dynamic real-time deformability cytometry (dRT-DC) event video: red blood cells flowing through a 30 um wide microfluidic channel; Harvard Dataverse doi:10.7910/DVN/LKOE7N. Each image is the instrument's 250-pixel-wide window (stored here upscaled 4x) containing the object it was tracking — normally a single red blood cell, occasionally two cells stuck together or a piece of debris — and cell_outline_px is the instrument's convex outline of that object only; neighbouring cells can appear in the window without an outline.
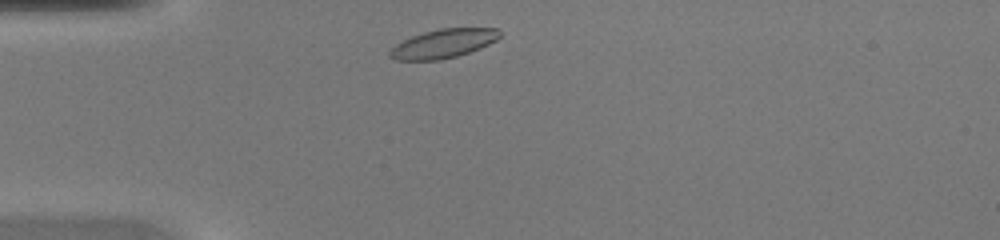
{"species": "common noctule bat (a hibernating species)", "species_latin": "Nyctalus noctula", "temperature_condition": "warm", "stored_images_in_passage": 35, "camera_frame_rate_fps": 3000, "um_per_image_px": 0.085, "animal": {"sex": "female", "body_mass_g": 20.0, "forearm_length_mm": 54.0}, "frame": {"image": 1, "passage_image": 2, "time_ms": 0.333, "image_size_px": [1000, 240], "cell_outline_px": [[500, 36], [496, 40], [480, 48], [456, 56], [440, 60], [396, 60], [388, 56], [388, 52], [396, 44], [412, 36], [424, 32], [440, 28], [496, 28], [500, 32]], "centroid_in_image_um": [37.66, 3.7], "position_along_channel_um": 47.3, "area_um2": 18.32}}
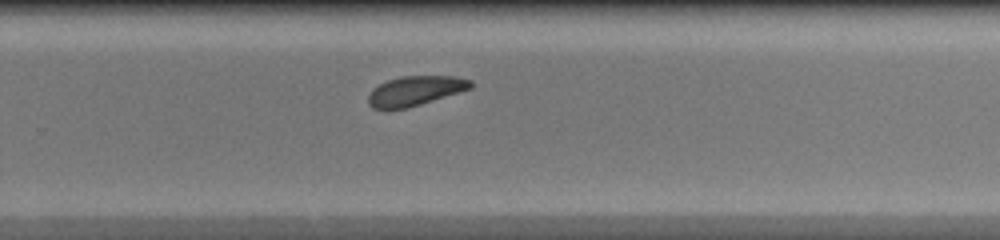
{"frame": {"image": 2, "passage_image": 20, "time_ms": 6.333, "image_size_px": [1000, 240], "cell_outline_px": [[472, 88], [408, 108], [388, 112], [384, 112], [372, 108], [368, 104], [368, 96], [372, 88], [388, 80], [400, 76], [456, 76], [472, 80]], "centroid_in_image_um": [35.22, 7.76], "position_along_channel_um": 294.6, "area_um2": 18.15}}
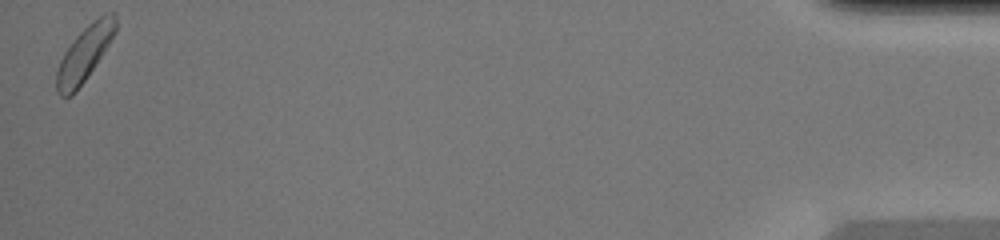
{"frame": {"image": 3, "passage_image": 35, "time_ms": 11.333, "image_size_px": [1000, 240], "cell_outline_px": [[116, 32], [84, 80], [72, 96], [60, 96], [56, 92], [56, 72], [60, 60], [64, 52], [72, 40], [92, 20], [104, 12], [116, 12]], "centroid_in_image_um": [7.17, 4.52], "position_along_channel_um": 428.0, "area_um2": 18.67}}